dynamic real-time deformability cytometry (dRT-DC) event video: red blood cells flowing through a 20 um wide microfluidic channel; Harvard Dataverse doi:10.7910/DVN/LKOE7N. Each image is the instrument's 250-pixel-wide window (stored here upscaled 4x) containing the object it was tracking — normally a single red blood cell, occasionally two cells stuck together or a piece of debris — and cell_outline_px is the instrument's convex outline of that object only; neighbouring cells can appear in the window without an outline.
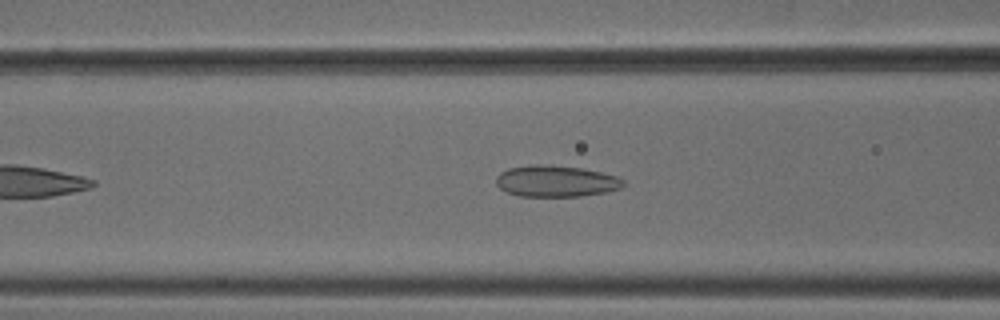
{"species": "common noctule bat (a hibernating species)", "species_latin": "Nyctalus noctula", "temperature_condition": "cold", "stored_images_in_passage": 43, "camera_frame_rate_fps": 3000, "um_per_image_px": 0.085, "animal": {"sex": "male", "body_mass_g": 18.8}, "frame": {"image": 1, "passage_image": 11, "time_ms": 3.333, "image_size_px": [1000, 320], "cell_outline_px": [[624, 184], [620, 188], [604, 192], [580, 196], [520, 196], [508, 192], [500, 188], [496, 184], [496, 176], [500, 172], [508, 168], [536, 164], [544, 164], [580, 168], [600, 172], [616, 176], [624, 180]], "centroid_in_image_um": [47.22, 15.39], "position_along_channel_um": 119.4, "area_um2": 23.06}}
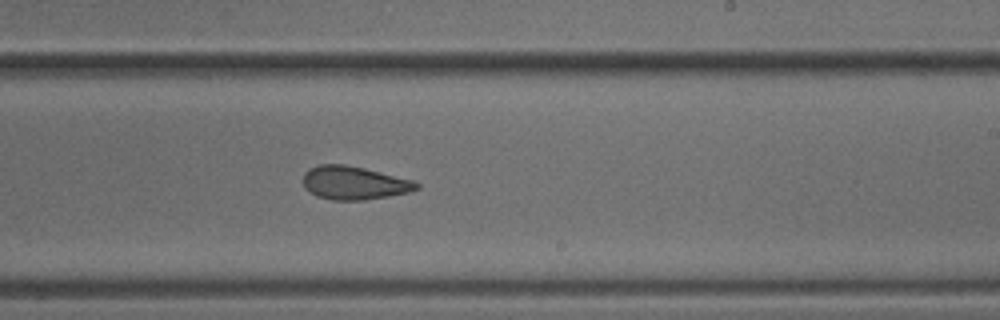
{"frame": {"image": 2, "passage_image": 22, "time_ms": 7.0, "image_size_px": [1000, 320], "cell_outline_px": [[420, 188], [412, 192], [364, 200], [332, 200], [316, 196], [304, 188], [304, 172], [308, 168], [320, 164], [344, 164], [364, 168], [412, 180], [420, 184]], "centroid_in_image_um": [30.1, 15.55], "position_along_channel_um": 258.9, "area_um2": 22.14}}
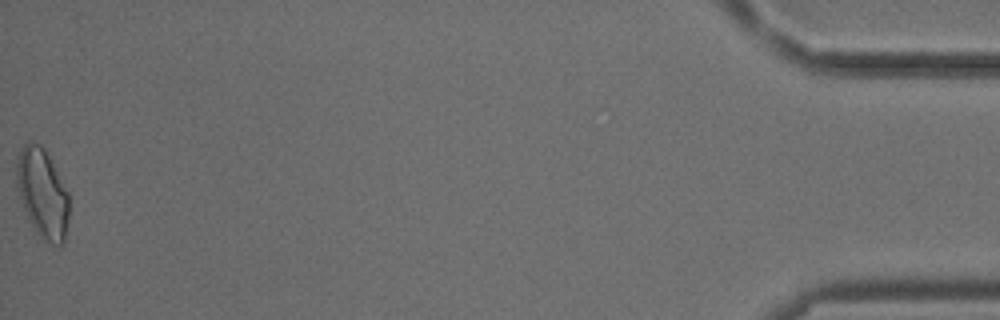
{"frame": {"image": 3, "passage_image": 43, "time_ms": 14.0, "image_size_px": [1000, 320], "cell_outline_px": [[68, 216], [64, 244], [60, 248], [52, 248], [36, 232], [28, 220], [16, 188], [16, 160], [24, 144], [28, 140], [32, 140], [40, 144], [44, 148], [68, 192]], "centroid_in_image_um": [3.6, 16.48], "position_along_channel_um": 431.6, "area_um2": 27.74}, "authors_computed_cell_mechanics": {"area_um2": 22.831, "velocity_mm_per_s": 3.7998, "shape_relaxation_time_tau1_ms": null, "shape_relaxation_time_tau2_ms": 2.5658, "deformation_change_tau1": null, "deformation_change_tau2": 0.0957}}